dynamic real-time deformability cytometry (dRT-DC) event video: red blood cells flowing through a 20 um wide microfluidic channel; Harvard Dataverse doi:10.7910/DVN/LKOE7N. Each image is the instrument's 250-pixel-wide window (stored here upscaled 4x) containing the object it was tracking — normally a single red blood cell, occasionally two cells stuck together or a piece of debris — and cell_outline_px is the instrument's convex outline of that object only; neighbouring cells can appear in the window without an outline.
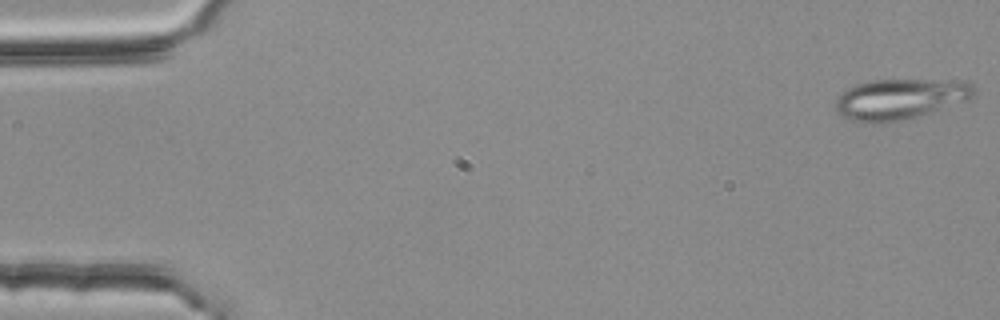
{"species": "common noctule bat (a hibernating species)", "species_latin": "Nyctalus noctula", "temperature_condition": "room temperature", "stored_images_in_passage": 53, "camera_frame_rate_fps": 3000, "um_per_image_px": 0.085, "animal": {"sex": "female", "body_mass_g": 25.1}, "frame": {"image": 1, "passage_image": 1, "time_ms": 0.0, "image_size_px": [1000, 320], "cell_outline_px": [[976, 92], [972, 96], [964, 100], [916, 116], [880, 124], [872, 124], [852, 120], [844, 116], [836, 108], [836, 96], [848, 88], [856, 84], [872, 80], [924, 80], [972, 84]], "centroid_in_image_um": [76.38, 8.43], "position_along_channel_um": 8.6, "area_um2": 31.67}}
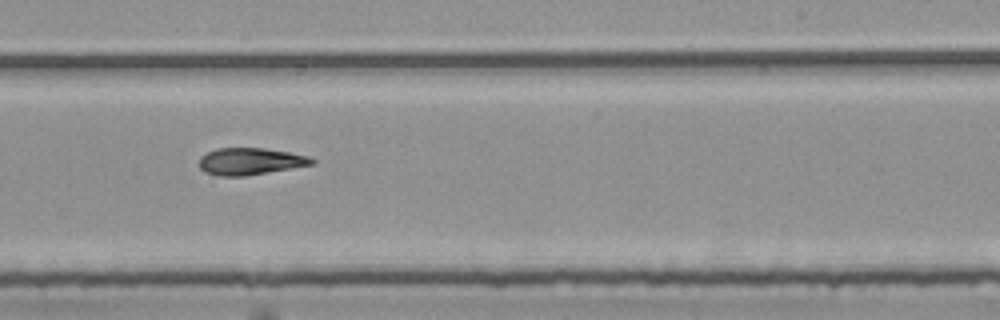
{"frame": {"image": 2, "passage_image": 33, "time_ms": 10.667, "image_size_px": [1000, 320], "cell_outline_px": [[316, 164], [244, 176], [216, 176], [204, 172], [200, 168], [200, 156], [216, 148], [264, 148], [288, 152], [308, 156], [316, 160]], "centroid_in_image_um": [21.27, 13.72], "position_along_channel_um": 267.7, "area_um2": 17.74}}
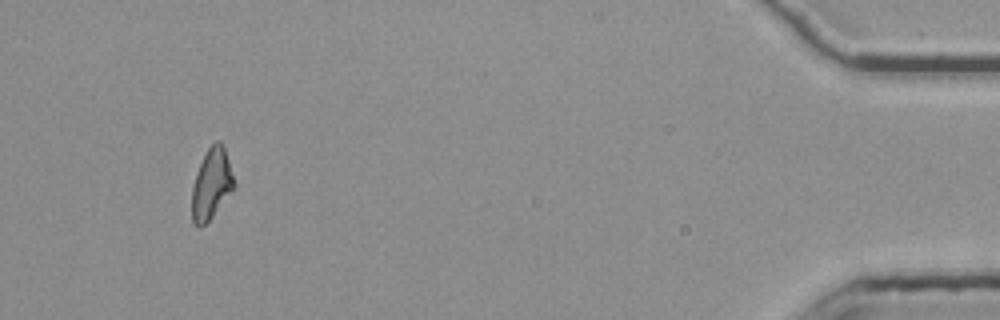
{"frame": {"image": 3, "passage_image": 51, "time_ms": 16.667, "image_size_px": [1000, 320], "cell_outline_px": [[236, 184], [212, 216], [200, 228], [192, 224], [192, 188], [196, 172], [208, 148], [216, 140], [220, 140], [224, 148]], "centroid_in_image_um": [17.95, 15.64], "position_along_channel_um": 417.2, "area_um2": 16.99}}